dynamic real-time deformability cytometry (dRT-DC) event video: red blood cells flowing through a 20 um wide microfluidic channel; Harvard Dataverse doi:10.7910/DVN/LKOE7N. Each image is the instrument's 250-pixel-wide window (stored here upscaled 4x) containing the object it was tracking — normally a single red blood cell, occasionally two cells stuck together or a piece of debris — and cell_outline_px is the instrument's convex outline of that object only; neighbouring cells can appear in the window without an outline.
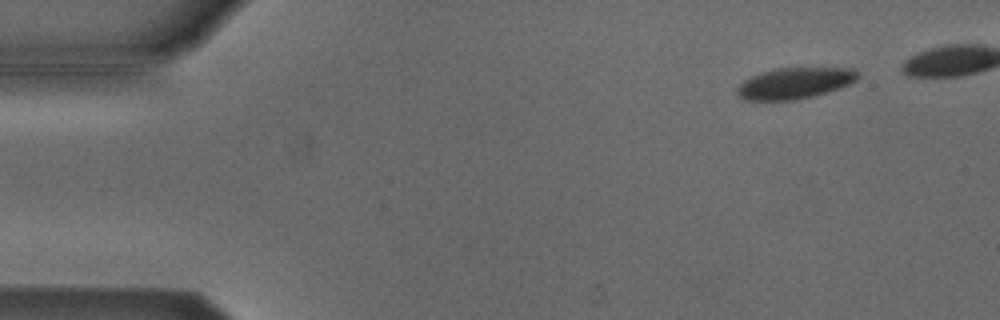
{"species": "Egyptian fruit bat (a non-hibernating species)", "species_latin": "Rousettus aegyptiacus", "temperature_condition": "cold", "stored_images_in_passage": 6, "segment_of_instrument_passage": [1, 2], "camera_frame_rate_fps": 3000, "um_per_image_px": 0.085, "animal": {"sex": "male"}, "frame": {"image": 1, "passage_image": 1, "time_ms": 0.0, "image_size_px": [1000, 320], "cell_outline_px": [[860, 76], [856, 80], [840, 88], [812, 96], [796, 100], [744, 100], [736, 92], [736, 88], [744, 80], [752, 76], [776, 68], [852, 68], [860, 72]], "centroid_in_image_um": [67.57, 7.07], "position_along_channel_um": 17.4, "area_um2": 21.79}}
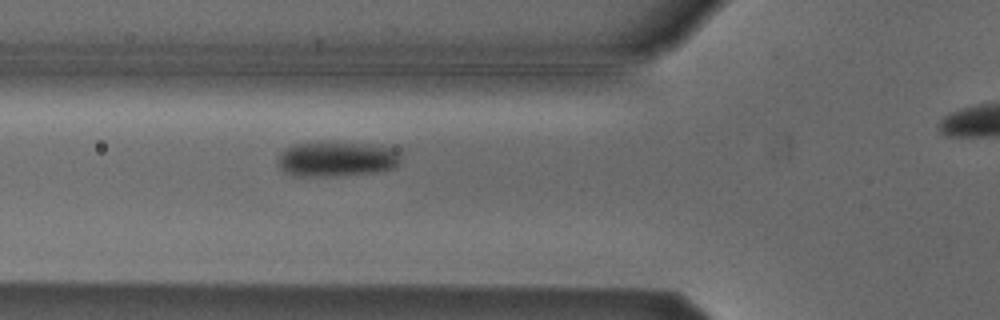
{"frame": {"image": 2, "passage_image": 5, "time_ms": 1.333, "image_size_px": [1000, 320], "cell_outline_px": [[400, 160], [392, 168], [376, 172], [332, 176], [296, 176], [284, 172], [276, 164], [280, 152], [284, 148], [292, 144], [320, 140], [324, 140], [372, 144], [400, 148]], "centroid_in_image_um": [28.58, 13.47], "position_along_channel_um": 97.2, "area_um2": 26.13}}